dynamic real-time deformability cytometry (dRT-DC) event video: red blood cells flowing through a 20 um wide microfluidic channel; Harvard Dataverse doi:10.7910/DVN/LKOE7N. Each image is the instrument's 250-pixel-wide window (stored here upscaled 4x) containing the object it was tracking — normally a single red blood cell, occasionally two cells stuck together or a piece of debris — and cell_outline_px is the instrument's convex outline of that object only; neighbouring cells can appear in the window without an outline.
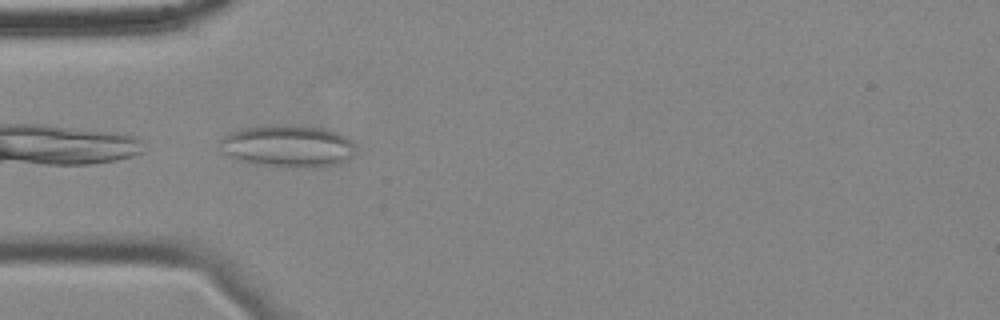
{"species": "common noctule bat (a hibernating species)", "species_latin": "Nyctalus noctula", "temperature_condition": "cold", "stored_images_in_passage": 4, "camera_frame_rate_fps": 3000, "um_per_image_px": 0.085, "animal": {"sex": "female", "body_mass_g": 18.4}, "frame": {"image": 1, "passage_image": 1, "time_ms": 0.0, "image_size_px": [1000, 320], "cell_outline_px": [[356, 152], [352, 156], [340, 164], [316, 168], [284, 168], [260, 164], [240, 160], [228, 156], [220, 148], [220, 140], [228, 132], [240, 128], [272, 124], [288, 124], [324, 128], [336, 132], [352, 140], [356, 144]], "centroid_in_image_um": [24.5, 12.42], "position_along_channel_um": 60.5, "area_um2": 34.16}}